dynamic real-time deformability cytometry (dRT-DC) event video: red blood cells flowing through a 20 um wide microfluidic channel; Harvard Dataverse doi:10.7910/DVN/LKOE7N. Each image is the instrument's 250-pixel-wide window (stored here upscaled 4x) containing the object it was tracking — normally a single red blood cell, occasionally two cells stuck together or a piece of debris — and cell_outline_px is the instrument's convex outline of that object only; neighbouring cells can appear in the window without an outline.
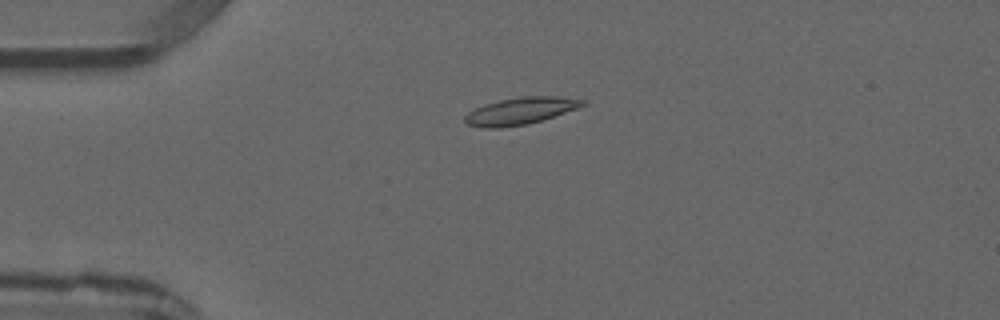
{"species": "common noctule bat (a hibernating species)", "species_latin": "Nyctalus noctula", "temperature_condition": "warm", "stored_images_in_passage": 5, "camera_frame_rate_fps": 3000, "um_per_image_px": 0.085, "animal": {"sex": "male", "forearm_length_mm": 52.5}, "frame": {"image": 1, "passage_image": 3, "time_ms": 2.333, "image_size_px": [1000, 320], "cell_outline_px": [[588, 104], [528, 124], [500, 128], [484, 128], [468, 124], [464, 120], [464, 116], [468, 112], [484, 104], [500, 100], [524, 96], [556, 96], [588, 100]], "centroid_in_image_um": [44.23, 9.42], "position_along_channel_um": 40.8, "area_um2": 18.38}}
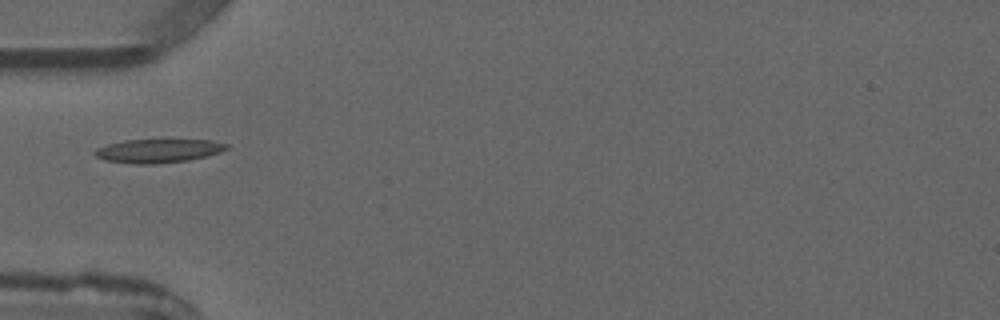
{"frame": {"image": 2, "passage_image": 4, "time_ms": 3.667, "image_size_px": [1000, 320], "cell_outline_px": [[228, 148], [220, 152], [208, 156], [188, 160], [152, 164], [136, 164], [104, 160], [96, 156], [92, 152], [96, 148], [108, 144], [124, 140], [212, 140], [228, 144]], "centroid_in_image_um": [13.44, 12.82], "position_along_channel_um": 71.6, "area_um2": 18.15}}
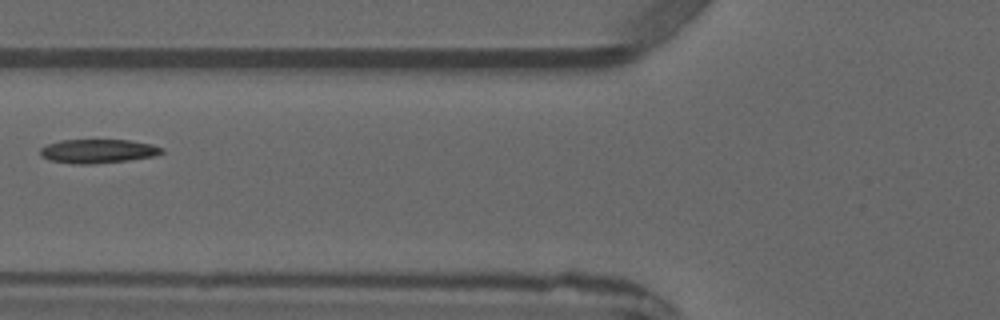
{"frame": {"image": 3, "passage_image": 5, "time_ms": 4.667, "image_size_px": [1000, 320], "cell_outline_px": [[164, 152], [156, 156], [128, 160], [92, 164], [76, 164], [48, 160], [40, 156], [40, 148], [48, 144], [60, 140], [128, 140], [152, 144], [164, 148]], "centroid_in_image_um": [8.33, 12.85], "position_along_channel_um": 117.5, "area_um2": 17.05}}